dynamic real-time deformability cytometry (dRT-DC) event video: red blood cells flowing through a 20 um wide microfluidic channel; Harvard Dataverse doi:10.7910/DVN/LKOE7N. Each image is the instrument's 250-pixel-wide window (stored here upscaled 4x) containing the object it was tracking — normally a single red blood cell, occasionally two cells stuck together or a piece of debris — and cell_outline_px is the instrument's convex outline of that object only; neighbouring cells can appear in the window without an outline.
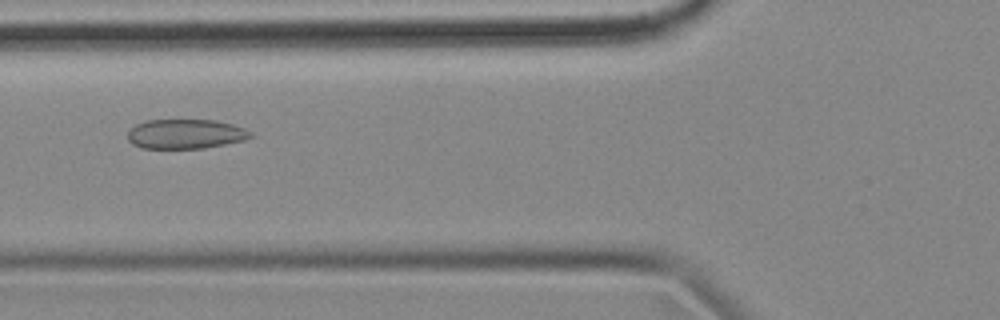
{"species": "common noctule bat (a hibernating species)", "species_latin": "Nyctalus noctula", "temperature_condition": "cold", "stored_images_in_passage": 56, "camera_frame_rate_fps": 3000, "um_per_image_px": 0.085, "animal": {"sex": "female", "body_mass_g": 18.4}, "frame": {"image": 1, "passage_image": 21, "time_ms": 6.667, "image_size_px": [1000, 320], "cell_outline_px": [[256, 136], [244, 140], [204, 148], [140, 148], [132, 144], [128, 140], [128, 132], [136, 124], [148, 120], [216, 120], [232, 124], [244, 128], [252, 132]], "centroid_in_image_um": [15.8, 11.39], "position_along_channel_um": 110.0, "area_um2": 21.21}}
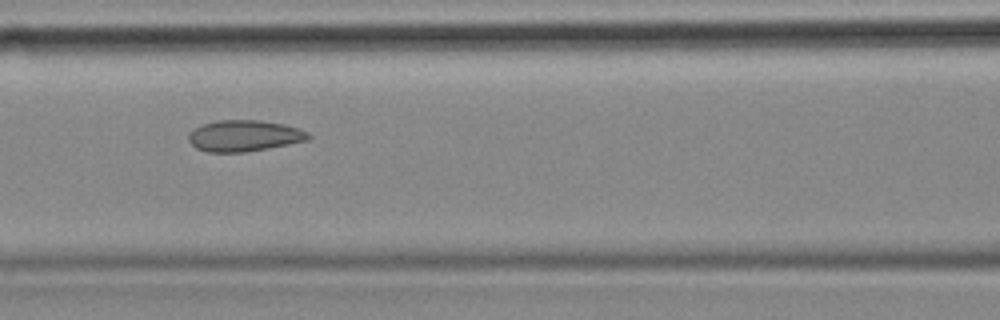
{"frame": {"image": 2, "passage_image": 24, "time_ms": 7.667, "image_size_px": [1000, 320], "cell_outline_px": [[312, 136], [308, 140], [288, 144], [244, 152], [208, 152], [196, 148], [188, 140], [188, 136], [196, 128], [204, 124], [216, 120], [260, 120], [284, 124], [308, 132]], "centroid_in_image_um": [20.76, 11.54], "position_along_channel_um": 145.8, "area_um2": 21.56}}
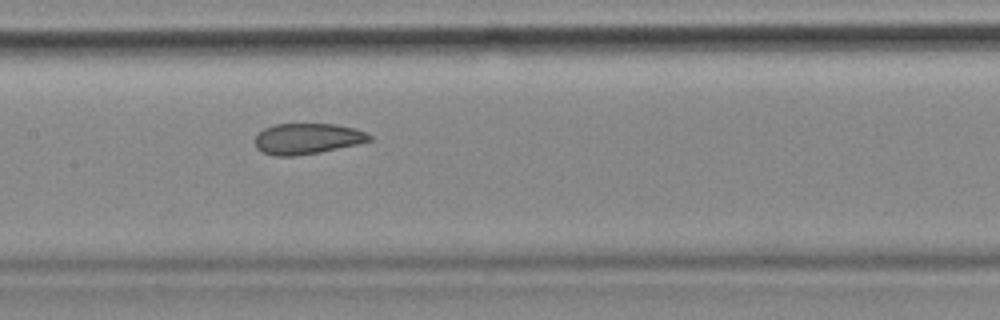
{"frame": {"image": 3, "passage_image": 27, "time_ms": 8.667, "image_size_px": [1000, 320], "cell_outline_px": [[372, 140], [356, 144], [320, 152], [296, 156], [276, 156], [264, 152], [256, 148], [252, 140], [264, 128], [276, 124], [336, 124], [356, 128], [372, 136]], "centroid_in_image_um": [26.09, 11.79], "position_along_channel_um": 181.3, "area_um2": 20.58}, "authors_computed_cell_mechanics": {"area_um2": 22.831, "velocity_mm_per_s": 3.5603, "shape_relaxation_time_tau1_ms": null, "shape_relaxation_time_tau2_ms": 1.6272, "deformation_change_tau1": null, "deformation_change_tau2": 0.0642}}